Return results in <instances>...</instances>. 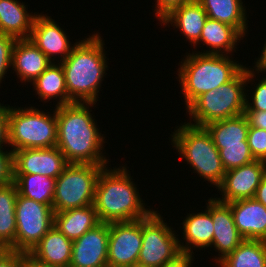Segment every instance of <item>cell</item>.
I'll return each mask as SVG.
<instances>
[{"mask_svg": "<svg viewBox=\"0 0 266 267\" xmlns=\"http://www.w3.org/2000/svg\"><path fill=\"white\" fill-rule=\"evenodd\" d=\"M247 142L254 159L266 162V130L249 127Z\"/></svg>", "mask_w": 266, "mask_h": 267, "instance_id": "obj_32", "label": "cell"}, {"mask_svg": "<svg viewBox=\"0 0 266 267\" xmlns=\"http://www.w3.org/2000/svg\"><path fill=\"white\" fill-rule=\"evenodd\" d=\"M230 55L188 53L178 68V78L187 108L198 96L231 81L245 66Z\"/></svg>", "mask_w": 266, "mask_h": 267, "instance_id": "obj_4", "label": "cell"}, {"mask_svg": "<svg viewBox=\"0 0 266 267\" xmlns=\"http://www.w3.org/2000/svg\"><path fill=\"white\" fill-rule=\"evenodd\" d=\"M193 254L181 251L173 259L165 262L161 267H192Z\"/></svg>", "mask_w": 266, "mask_h": 267, "instance_id": "obj_39", "label": "cell"}, {"mask_svg": "<svg viewBox=\"0 0 266 267\" xmlns=\"http://www.w3.org/2000/svg\"><path fill=\"white\" fill-rule=\"evenodd\" d=\"M68 164L57 146L13 151V174H40L57 179Z\"/></svg>", "mask_w": 266, "mask_h": 267, "instance_id": "obj_13", "label": "cell"}, {"mask_svg": "<svg viewBox=\"0 0 266 267\" xmlns=\"http://www.w3.org/2000/svg\"><path fill=\"white\" fill-rule=\"evenodd\" d=\"M0 267H23V252L5 249L0 253Z\"/></svg>", "mask_w": 266, "mask_h": 267, "instance_id": "obj_37", "label": "cell"}, {"mask_svg": "<svg viewBox=\"0 0 266 267\" xmlns=\"http://www.w3.org/2000/svg\"><path fill=\"white\" fill-rule=\"evenodd\" d=\"M204 212L188 214L183 225V238L184 242L179 241L180 250L187 253H193L194 249H205V247H211L214 235V224L211 217V198L208 199V203Z\"/></svg>", "mask_w": 266, "mask_h": 267, "instance_id": "obj_20", "label": "cell"}, {"mask_svg": "<svg viewBox=\"0 0 266 267\" xmlns=\"http://www.w3.org/2000/svg\"><path fill=\"white\" fill-rule=\"evenodd\" d=\"M254 198L266 207V175L257 187Z\"/></svg>", "mask_w": 266, "mask_h": 267, "instance_id": "obj_41", "label": "cell"}, {"mask_svg": "<svg viewBox=\"0 0 266 267\" xmlns=\"http://www.w3.org/2000/svg\"><path fill=\"white\" fill-rule=\"evenodd\" d=\"M193 0H156L155 6V17L161 21L164 17H166L172 10L175 8L189 3Z\"/></svg>", "mask_w": 266, "mask_h": 267, "instance_id": "obj_36", "label": "cell"}, {"mask_svg": "<svg viewBox=\"0 0 266 267\" xmlns=\"http://www.w3.org/2000/svg\"><path fill=\"white\" fill-rule=\"evenodd\" d=\"M73 241L53 226L28 253L38 262L57 267H69Z\"/></svg>", "mask_w": 266, "mask_h": 267, "instance_id": "obj_19", "label": "cell"}, {"mask_svg": "<svg viewBox=\"0 0 266 267\" xmlns=\"http://www.w3.org/2000/svg\"><path fill=\"white\" fill-rule=\"evenodd\" d=\"M52 62L49 67L31 84L34 87V90L38 94V98L42 99L41 101L46 102L54 98L58 99L56 107L62 105H68L74 103L68 95V90L66 87V80L62 65L58 60V64Z\"/></svg>", "mask_w": 266, "mask_h": 267, "instance_id": "obj_25", "label": "cell"}, {"mask_svg": "<svg viewBox=\"0 0 266 267\" xmlns=\"http://www.w3.org/2000/svg\"><path fill=\"white\" fill-rule=\"evenodd\" d=\"M13 178L21 196L53 207L55 178L40 174H13Z\"/></svg>", "mask_w": 266, "mask_h": 267, "instance_id": "obj_28", "label": "cell"}, {"mask_svg": "<svg viewBox=\"0 0 266 267\" xmlns=\"http://www.w3.org/2000/svg\"><path fill=\"white\" fill-rule=\"evenodd\" d=\"M255 63L256 64L254 65L253 68H255L256 73L266 72V42L263 46L260 58L258 57Z\"/></svg>", "mask_w": 266, "mask_h": 267, "instance_id": "obj_42", "label": "cell"}, {"mask_svg": "<svg viewBox=\"0 0 266 267\" xmlns=\"http://www.w3.org/2000/svg\"><path fill=\"white\" fill-rule=\"evenodd\" d=\"M243 37L235 27L207 18L199 41L195 45L202 42L210 48L203 50V54L229 55L233 51L236 52L235 46Z\"/></svg>", "mask_w": 266, "mask_h": 267, "instance_id": "obj_23", "label": "cell"}, {"mask_svg": "<svg viewBox=\"0 0 266 267\" xmlns=\"http://www.w3.org/2000/svg\"><path fill=\"white\" fill-rule=\"evenodd\" d=\"M266 175V162L254 160L243 166L225 172L222 183L217 187L221 191L222 203L254 198L256 189Z\"/></svg>", "mask_w": 266, "mask_h": 267, "instance_id": "obj_12", "label": "cell"}, {"mask_svg": "<svg viewBox=\"0 0 266 267\" xmlns=\"http://www.w3.org/2000/svg\"><path fill=\"white\" fill-rule=\"evenodd\" d=\"M125 166L100 172L96 187L94 207L100 222L134 221L148 217L154 210L145 208L137 185Z\"/></svg>", "mask_w": 266, "mask_h": 267, "instance_id": "obj_3", "label": "cell"}, {"mask_svg": "<svg viewBox=\"0 0 266 267\" xmlns=\"http://www.w3.org/2000/svg\"><path fill=\"white\" fill-rule=\"evenodd\" d=\"M244 239L266 241V207L255 198L227 203Z\"/></svg>", "mask_w": 266, "mask_h": 267, "instance_id": "obj_17", "label": "cell"}, {"mask_svg": "<svg viewBox=\"0 0 266 267\" xmlns=\"http://www.w3.org/2000/svg\"><path fill=\"white\" fill-rule=\"evenodd\" d=\"M215 146L219 151L225 171L243 166L255 160L247 141H242V144Z\"/></svg>", "mask_w": 266, "mask_h": 267, "instance_id": "obj_31", "label": "cell"}, {"mask_svg": "<svg viewBox=\"0 0 266 267\" xmlns=\"http://www.w3.org/2000/svg\"><path fill=\"white\" fill-rule=\"evenodd\" d=\"M5 249L0 246V253L4 251Z\"/></svg>", "mask_w": 266, "mask_h": 267, "instance_id": "obj_45", "label": "cell"}, {"mask_svg": "<svg viewBox=\"0 0 266 267\" xmlns=\"http://www.w3.org/2000/svg\"><path fill=\"white\" fill-rule=\"evenodd\" d=\"M54 214L51 206L18 193L15 204V251L29 253L54 226Z\"/></svg>", "mask_w": 266, "mask_h": 267, "instance_id": "obj_9", "label": "cell"}, {"mask_svg": "<svg viewBox=\"0 0 266 267\" xmlns=\"http://www.w3.org/2000/svg\"><path fill=\"white\" fill-rule=\"evenodd\" d=\"M15 41L14 37L0 33V83L3 81L8 68L11 67Z\"/></svg>", "mask_w": 266, "mask_h": 267, "instance_id": "obj_33", "label": "cell"}, {"mask_svg": "<svg viewBox=\"0 0 266 267\" xmlns=\"http://www.w3.org/2000/svg\"><path fill=\"white\" fill-rule=\"evenodd\" d=\"M212 136L214 145L242 144L247 141L249 123L244 114L215 121L205 126Z\"/></svg>", "mask_w": 266, "mask_h": 267, "instance_id": "obj_30", "label": "cell"}, {"mask_svg": "<svg viewBox=\"0 0 266 267\" xmlns=\"http://www.w3.org/2000/svg\"><path fill=\"white\" fill-rule=\"evenodd\" d=\"M104 41L97 33L75 43L60 62L69 98L73 102L97 103L99 89L108 68Z\"/></svg>", "mask_w": 266, "mask_h": 267, "instance_id": "obj_2", "label": "cell"}, {"mask_svg": "<svg viewBox=\"0 0 266 267\" xmlns=\"http://www.w3.org/2000/svg\"><path fill=\"white\" fill-rule=\"evenodd\" d=\"M209 19L235 27L243 36L247 33L246 9L242 0H197Z\"/></svg>", "mask_w": 266, "mask_h": 267, "instance_id": "obj_26", "label": "cell"}, {"mask_svg": "<svg viewBox=\"0 0 266 267\" xmlns=\"http://www.w3.org/2000/svg\"><path fill=\"white\" fill-rule=\"evenodd\" d=\"M23 267H57L46 265L32 258L28 253H23Z\"/></svg>", "mask_w": 266, "mask_h": 267, "instance_id": "obj_43", "label": "cell"}, {"mask_svg": "<svg viewBox=\"0 0 266 267\" xmlns=\"http://www.w3.org/2000/svg\"><path fill=\"white\" fill-rule=\"evenodd\" d=\"M18 0H0V33L16 40L29 39L37 14L27 11Z\"/></svg>", "mask_w": 266, "mask_h": 267, "instance_id": "obj_22", "label": "cell"}, {"mask_svg": "<svg viewBox=\"0 0 266 267\" xmlns=\"http://www.w3.org/2000/svg\"><path fill=\"white\" fill-rule=\"evenodd\" d=\"M96 103L74 102L56 107L57 143L68 163L107 166L104 139L89 111ZM102 134V135H101Z\"/></svg>", "mask_w": 266, "mask_h": 267, "instance_id": "obj_1", "label": "cell"}, {"mask_svg": "<svg viewBox=\"0 0 266 267\" xmlns=\"http://www.w3.org/2000/svg\"><path fill=\"white\" fill-rule=\"evenodd\" d=\"M14 182L13 178V152L0 148V186Z\"/></svg>", "mask_w": 266, "mask_h": 267, "instance_id": "obj_35", "label": "cell"}, {"mask_svg": "<svg viewBox=\"0 0 266 267\" xmlns=\"http://www.w3.org/2000/svg\"><path fill=\"white\" fill-rule=\"evenodd\" d=\"M104 166L69 163L55 182V213L94 204L95 187Z\"/></svg>", "mask_w": 266, "mask_h": 267, "instance_id": "obj_8", "label": "cell"}, {"mask_svg": "<svg viewBox=\"0 0 266 267\" xmlns=\"http://www.w3.org/2000/svg\"><path fill=\"white\" fill-rule=\"evenodd\" d=\"M142 246V219L109 223L108 267L137 264Z\"/></svg>", "mask_w": 266, "mask_h": 267, "instance_id": "obj_11", "label": "cell"}, {"mask_svg": "<svg viewBox=\"0 0 266 267\" xmlns=\"http://www.w3.org/2000/svg\"><path fill=\"white\" fill-rule=\"evenodd\" d=\"M207 18L202 5L197 0H193L172 10L161 22L163 26L170 23L171 26L181 30L190 44L196 47L195 44L199 41Z\"/></svg>", "mask_w": 266, "mask_h": 267, "instance_id": "obj_21", "label": "cell"}, {"mask_svg": "<svg viewBox=\"0 0 266 267\" xmlns=\"http://www.w3.org/2000/svg\"><path fill=\"white\" fill-rule=\"evenodd\" d=\"M18 189L15 182L0 186V246L15 251V204Z\"/></svg>", "mask_w": 266, "mask_h": 267, "instance_id": "obj_27", "label": "cell"}, {"mask_svg": "<svg viewBox=\"0 0 266 267\" xmlns=\"http://www.w3.org/2000/svg\"><path fill=\"white\" fill-rule=\"evenodd\" d=\"M9 108L10 105L3 106V104L1 105L0 103V148H3V146L7 147L9 145V133H8Z\"/></svg>", "mask_w": 266, "mask_h": 267, "instance_id": "obj_38", "label": "cell"}, {"mask_svg": "<svg viewBox=\"0 0 266 267\" xmlns=\"http://www.w3.org/2000/svg\"><path fill=\"white\" fill-rule=\"evenodd\" d=\"M176 128L173 135H170L172 147H175L195 173L217 188L222 183L226 171L210 133L205 127L188 123Z\"/></svg>", "mask_w": 266, "mask_h": 267, "instance_id": "obj_6", "label": "cell"}, {"mask_svg": "<svg viewBox=\"0 0 266 267\" xmlns=\"http://www.w3.org/2000/svg\"><path fill=\"white\" fill-rule=\"evenodd\" d=\"M211 217L214 224L212 246L218 251L216 264L231 254L244 240L234 223L231 208L216 198H211Z\"/></svg>", "mask_w": 266, "mask_h": 267, "instance_id": "obj_16", "label": "cell"}, {"mask_svg": "<svg viewBox=\"0 0 266 267\" xmlns=\"http://www.w3.org/2000/svg\"><path fill=\"white\" fill-rule=\"evenodd\" d=\"M99 223L94 204L54 214V226L71 241L77 240Z\"/></svg>", "mask_w": 266, "mask_h": 267, "instance_id": "obj_24", "label": "cell"}, {"mask_svg": "<svg viewBox=\"0 0 266 267\" xmlns=\"http://www.w3.org/2000/svg\"><path fill=\"white\" fill-rule=\"evenodd\" d=\"M52 62L30 40H16L12 52V69L22 82H33Z\"/></svg>", "mask_w": 266, "mask_h": 267, "instance_id": "obj_18", "label": "cell"}, {"mask_svg": "<svg viewBox=\"0 0 266 267\" xmlns=\"http://www.w3.org/2000/svg\"><path fill=\"white\" fill-rule=\"evenodd\" d=\"M66 34L64 29L51 16L37 13L29 39L51 62H55V57H59V55L60 62H62L71 53L75 45H71L68 39L69 36Z\"/></svg>", "mask_w": 266, "mask_h": 267, "instance_id": "obj_15", "label": "cell"}, {"mask_svg": "<svg viewBox=\"0 0 266 267\" xmlns=\"http://www.w3.org/2000/svg\"><path fill=\"white\" fill-rule=\"evenodd\" d=\"M250 69V70H249ZM246 66L228 83L198 96L187 108L192 121L188 124L205 127L215 121L244 114L247 84L256 73ZM192 122V123H191Z\"/></svg>", "mask_w": 266, "mask_h": 267, "instance_id": "obj_5", "label": "cell"}, {"mask_svg": "<svg viewBox=\"0 0 266 267\" xmlns=\"http://www.w3.org/2000/svg\"><path fill=\"white\" fill-rule=\"evenodd\" d=\"M174 232L157 211L142 218V246L137 263L145 267H161L178 255L181 252L179 238Z\"/></svg>", "mask_w": 266, "mask_h": 267, "instance_id": "obj_10", "label": "cell"}, {"mask_svg": "<svg viewBox=\"0 0 266 267\" xmlns=\"http://www.w3.org/2000/svg\"><path fill=\"white\" fill-rule=\"evenodd\" d=\"M253 89L251 102L246 93L245 111H266V77H262Z\"/></svg>", "mask_w": 266, "mask_h": 267, "instance_id": "obj_34", "label": "cell"}, {"mask_svg": "<svg viewBox=\"0 0 266 267\" xmlns=\"http://www.w3.org/2000/svg\"><path fill=\"white\" fill-rule=\"evenodd\" d=\"M219 267H266V241L244 239Z\"/></svg>", "mask_w": 266, "mask_h": 267, "instance_id": "obj_29", "label": "cell"}, {"mask_svg": "<svg viewBox=\"0 0 266 267\" xmlns=\"http://www.w3.org/2000/svg\"><path fill=\"white\" fill-rule=\"evenodd\" d=\"M125 267H145V266L137 263V264H132V265H128Z\"/></svg>", "mask_w": 266, "mask_h": 267, "instance_id": "obj_44", "label": "cell"}, {"mask_svg": "<svg viewBox=\"0 0 266 267\" xmlns=\"http://www.w3.org/2000/svg\"><path fill=\"white\" fill-rule=\"evenodd\" d=\"M109 223L100 222L73 241L69 267H107Z\"/></svg>", "mask_w": 266, "mask_h": 267, "instance_id": "obj_14", "label": "cell"}, {"mask_svg": "<svg viewBox=\"0 0 266 267\" xmlns=\"http://www.w3.org/2000/svg\"><path fill=\"white\" fill-rule=\"evenodd\" d=\"M249 127L266 130V111H244Z\"/></svg>", "mask_w": 266, "mask_h": 267, "instance_id": "obj_40", "label": "cell"}, {"mask_svg": "<svg viewBox=\"0 0 266 267\" xmlns=\"http://www.w3.org/2000/svg\"><path fill=\"white\" fill-rule=\"evenodd\" d=\"M48 113V114H47ZM31 107H10L8 116L11 151L52 148L57 143L56 108L53 114Z\"/></svg>", "mask_w": 266, "mask_h": 267, "instance_id": "obj_7", "label": "cell"}]
</instances>
